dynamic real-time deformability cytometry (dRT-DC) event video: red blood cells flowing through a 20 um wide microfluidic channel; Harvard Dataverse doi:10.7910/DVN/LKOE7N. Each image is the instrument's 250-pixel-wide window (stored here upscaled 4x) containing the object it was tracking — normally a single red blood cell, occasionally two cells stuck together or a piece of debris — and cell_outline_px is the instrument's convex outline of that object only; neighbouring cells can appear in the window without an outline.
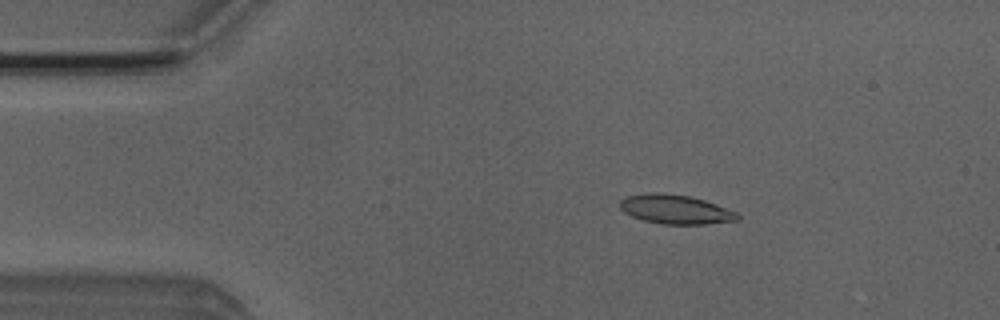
{"species": "Egyptian fruit bat (a non-hibernating species)", "species_latin": "Rousettus aegyptiacus", "temperature_condition": "room temperature", "stored_images_in_passage": 4, "camera_frame_rate_fps": 3000, "um_per_image_px": 0.085, "animal": {"sex": "male"}, "frame": {"image": 1, "passage_image": 4, "time_ms": 4.667, "image_size_px": [1000, 320], "cell_outline_px": [[740, 220], [704, 224], [664, 224], [644, 220], [632, 216], [624, 212], [620, 208], [620, 200], [628, 196], [652, 192], [660, 192], [692, 196], [716, 204], [736, 212], [740, 216]], "centroid_in_image_um": [57.43, 17.79], "position_along_channel_um": 27.6, "area_um2": 19.94}}